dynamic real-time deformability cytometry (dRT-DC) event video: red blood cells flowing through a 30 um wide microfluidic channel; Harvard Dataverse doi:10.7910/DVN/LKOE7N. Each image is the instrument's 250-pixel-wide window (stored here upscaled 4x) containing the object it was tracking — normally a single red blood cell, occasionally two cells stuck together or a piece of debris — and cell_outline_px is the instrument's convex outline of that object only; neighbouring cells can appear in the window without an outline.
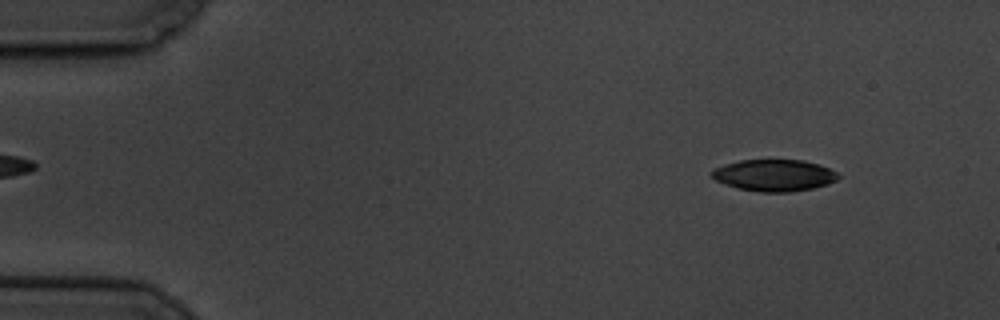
{"species": "common noctule bat (a hibernating species)", "species_latin": "Nyctalus noctula", "temperature_condition": "cold", "stored_images_in_passage": 5, "camera_frame_rate_fps": 3000, "um_per_image_px": 0.085, "animal": {"sex": "male", "body_mass_g": 19.5, "forearm_length_mm": 54.6}, "frame": {"image": 1, "passage_image": 2, "time_ms": 1.333, "image_size_px": [1000, 320], "cell_outline_px": [[840, 176], [836, 180], [828, 184], [812, 188], [792, 192], [760, 192], [740, 188], [724, 184], [716, 180], [712, 176], [712, 168], [724, 164], [740, 160], [804, 160], [820, 164], [836, 172]], "centroid_in_image_um": [65.81, 14.89], "position_along_channel_um": 19.2, "area_um2": 23.35}}
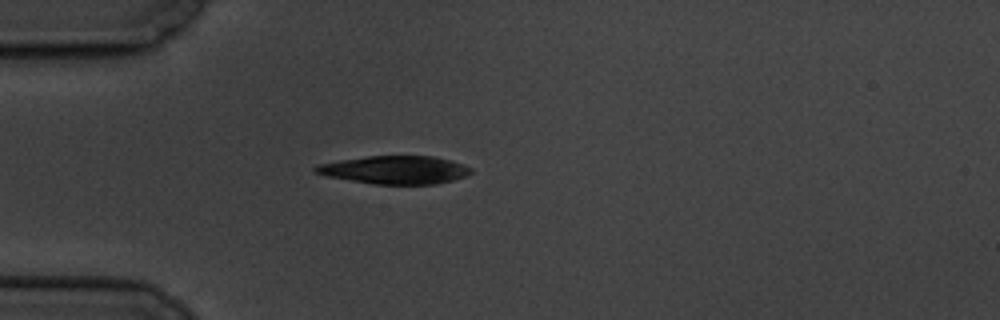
{"frame": {"image": 2, "passage_image": 5, "time_ms": 4.667, "image_size_px": [1000, 320], "cell_outline_px": [[472, 172], [468, 176], [436, 184], [372, 184], [324, 176], [316, 172], [312, 168], [316, 164], [340, 160], [368, 156], [432, 156], [452, 160], [464, 164], [472, 168]], "centroid_in_image_um": [33.57, 14.44], "position_along_channel_um": 51.4, "area_um2": 25.66}}